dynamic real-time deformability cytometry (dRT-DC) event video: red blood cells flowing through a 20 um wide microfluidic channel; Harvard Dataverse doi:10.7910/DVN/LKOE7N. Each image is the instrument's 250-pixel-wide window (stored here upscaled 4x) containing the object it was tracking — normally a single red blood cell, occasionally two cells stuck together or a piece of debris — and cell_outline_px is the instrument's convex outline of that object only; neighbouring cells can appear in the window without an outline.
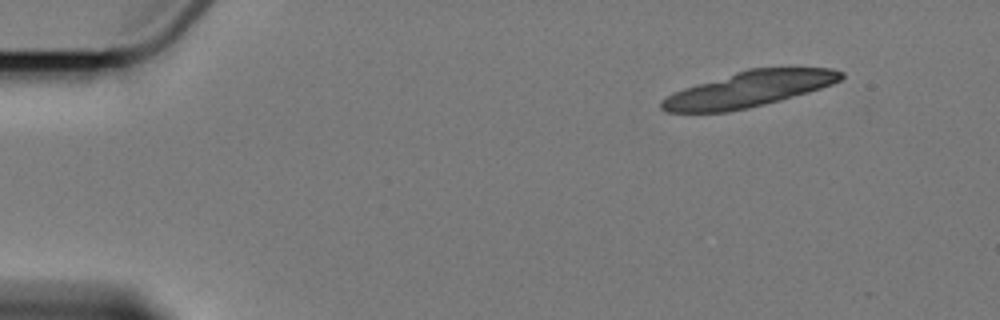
{"species": "Egyptian fruit bat (a non-hibernating species)", "species_latin": "Rousettus aegyptiacus", "temperature_condition": "cold", "stored_images_in_passage": 4, "camera_frame_rate_fps": 3000, "um_per_image_px": 0.085, "animal": {"sex": "female"}, "frame": {"image": 1, "passage_image": 1, "time_ms": 0.0, "image_size_px": [1000, 320], "cell_outline_px": [[844, 76], [840, 80], [832, 84], [808, 92], [780, 100], [748, 108], [728, 112], [664, 112], [660, 108], [660, 100], [684, 88], [748, 68], [832, 68], [844, 72]], "centroid_in_image_um": [63.66, 7.58], "position_along_channel_um": 21.3, "area_um2": 36.88}}